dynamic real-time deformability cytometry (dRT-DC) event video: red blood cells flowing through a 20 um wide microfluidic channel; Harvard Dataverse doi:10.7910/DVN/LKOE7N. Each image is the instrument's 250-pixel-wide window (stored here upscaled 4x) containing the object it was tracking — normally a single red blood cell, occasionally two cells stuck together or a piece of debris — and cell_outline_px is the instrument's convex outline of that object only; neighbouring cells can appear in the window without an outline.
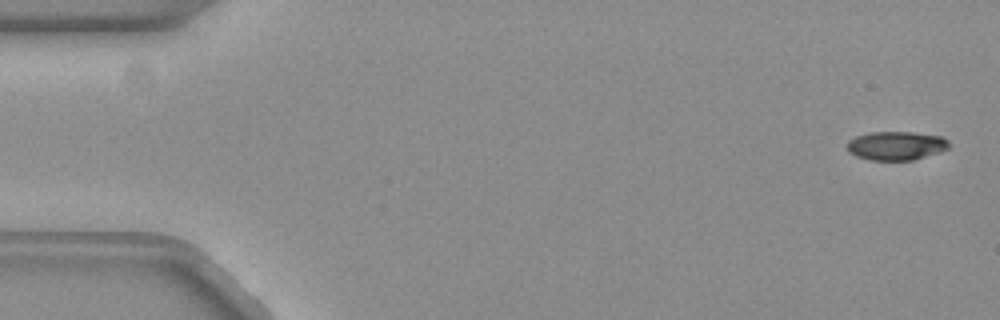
{"species": "common noctule bat (a hibernating species)", "species_latin": "Nyctalus noctula", "temperature_condition": "warm", "stored_images_in_passage": 50, "camera_frame_rate_fps": 3000, "um_per_image_px": 0.085, "animal": {"sex": "female", "body_mass_g": 19.3, "forearm_length_mm": 54.1}, "frame": {"image": 1, "passage_image": 2, "time_ms": 0.333, "image_size_px": [1000, 320], "cell_outline_px": [[948, 148], [912, 160], [872, 160], [856, 156], [848, 152], [848, 140], [856, 136], [872, 132], [912, 132], [940, 136], [948, 140]], "centroid_in_image_um": [76.13, 12.38], "position_along_channel_um": 8.9, "area_um2": 16.76}}
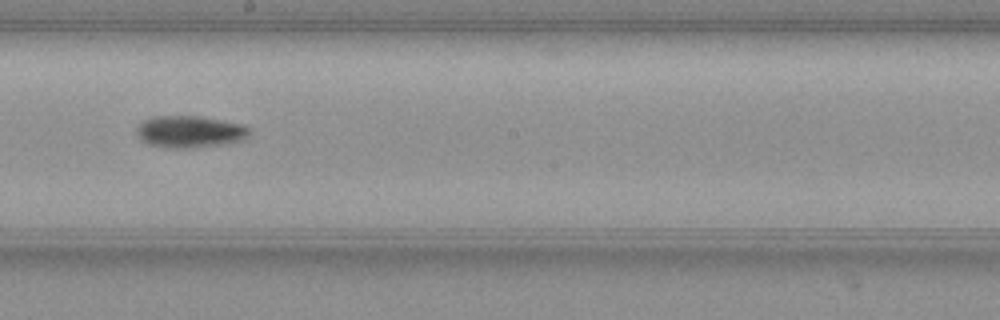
{"frame": {"image": 2, "passage_image": 30, "time_ms": 9.667, "image_size_px": [1000, 320], "cell_outline_px": [[248, 132], [240, 140], [220, 144], [192, 148], [168, 148], [148, 144], [140, 140], [136, 132], [136, 128], [144, 120], [152, 116], [200, 116], [240, 124], [248, 128]], "centroid_in_image_um": [16.02, 11.19], "position_along_channel_um": 232.2, "area_um2": 20.63}}
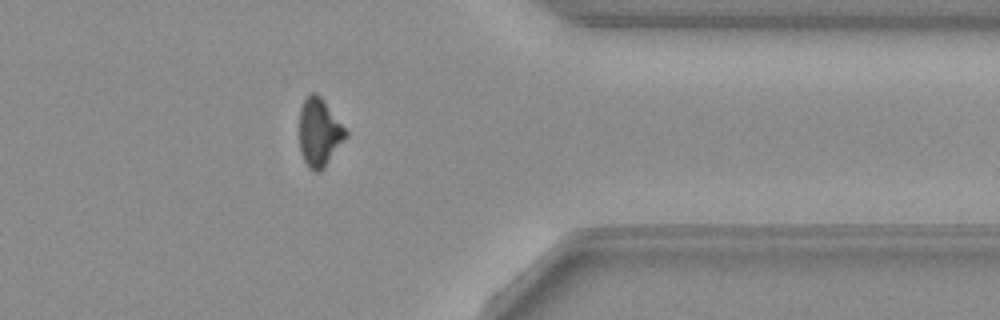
{"frame": {"image": 3, "passage_image": 43, "time_ms": 14.0, "image_size_px": [1000, 320], "cell_outline_px": [[348, 136], [324, 168], [320, 172], [312, 172], [308, 168], [304, 160], [300, 148], [300, 108], [304, 100], [312, 92], [316, 92], [320, 96], [348, 132]], "centroid_in_image_um": [27.14, 11.29], "position_along_channel_um": 384.3, "area_um2": 18.32}, "authors_computed_cell_mechanics": {"area_um2": 18.7272, "velocity_mm_per_s": 3.8565, "shape_relaxation_time_tau1_ms": 3.5774, "shape_relaxation_time_tau2_ms": null, "deformation_change_tau1": 0.1501, "deformation_change_tau2": null}}